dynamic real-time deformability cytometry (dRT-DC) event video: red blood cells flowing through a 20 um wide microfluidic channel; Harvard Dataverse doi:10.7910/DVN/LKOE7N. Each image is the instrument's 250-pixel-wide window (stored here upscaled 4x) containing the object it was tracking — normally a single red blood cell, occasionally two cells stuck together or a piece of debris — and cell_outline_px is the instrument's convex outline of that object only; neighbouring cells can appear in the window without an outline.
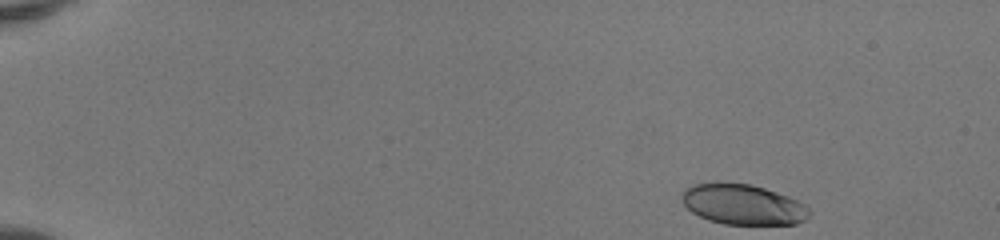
{"species": "human", "species_latin": "Homo sapiens", "temperature_condition": "room temperature", "stored_images_in_passage": 46, "camera_frame_rate_fps": 3000, "um_per_image_px": 0.085, "donor": {"sex": "female"}, "frame": {"image": 1, "passage_image": 1, "time_ms": 0.0, "image_size_px": [1000, 240], "cell_outline_px": [[812, 212], [804, 220], [796, 224], [724, 224], [708, 220], [692, 212], [680, 200], [684, 188], [692, 184], [716, 180], [752, 184], [788, 196], [804, 204]], "centroid_in_image_um": [63.09, 17.34], "position_along_channel_um": 21.9, "area_um2": 30.52}}
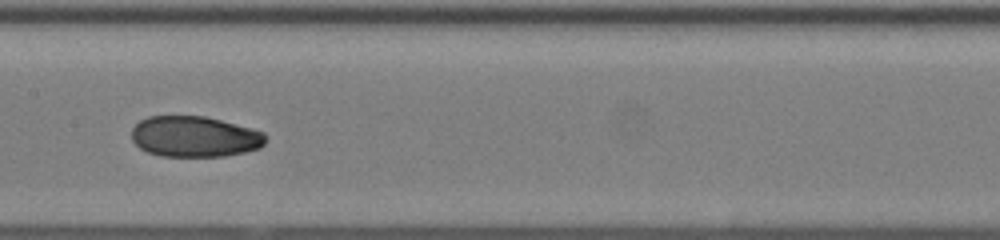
{"frame": {"image": 2, "passage_image": 23, "time_ms": 7.333, "image_size_px": [1000, 240], "cell_outline_px": [[264, 144], [260, 148], [244, 152], [224, 156], [160, 156], [148, 152], [140, 148], [132, 140], [132, 128], [140, 120], [148, 116], [204, 116], [252, 128], [264, 132]], "centroid_in_image_um": [16.52, 11.61], "position_along_channel_um": 190.9, "area_um2": 31.79}}
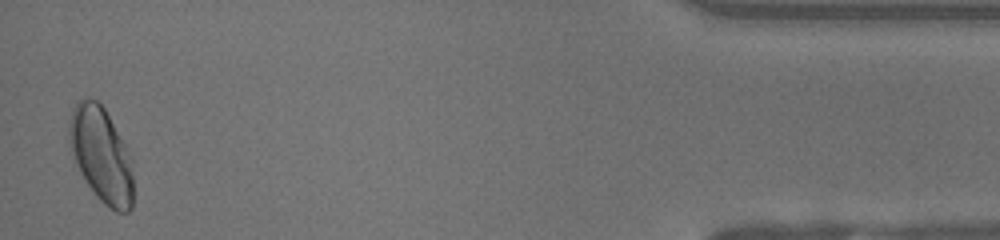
{"frame": {"image": 3, "passage_image": 45, "time_ms": 14.667, "image_size_px": [1000, 240], "cell_outline_px": [[132, 208], [128, 212], [116, 212], [108, 208], [96, 196], [80, 172], [72, 152], [68, 140], [68, 128], [72, 108], [80, 100], [96, 100], [104, 108], [128, 148], [132, 156]], "centroid_in_image_um": [8.62, 13.18], "position_along_channel_um": 426.6, "area_um2": 35.37}, "authors_computed_cell_mechanics": {"area_um2": 31.9634, "velocity_mm_per_s": 4.1462, "shape_relaxation_time_tau1_ms": 6.5006, "shape_relaxation_time_tau2_ms": 2.2303, "deformation_change_tau1": 0.1987, "deformation_change_tau2": 0.0599}}